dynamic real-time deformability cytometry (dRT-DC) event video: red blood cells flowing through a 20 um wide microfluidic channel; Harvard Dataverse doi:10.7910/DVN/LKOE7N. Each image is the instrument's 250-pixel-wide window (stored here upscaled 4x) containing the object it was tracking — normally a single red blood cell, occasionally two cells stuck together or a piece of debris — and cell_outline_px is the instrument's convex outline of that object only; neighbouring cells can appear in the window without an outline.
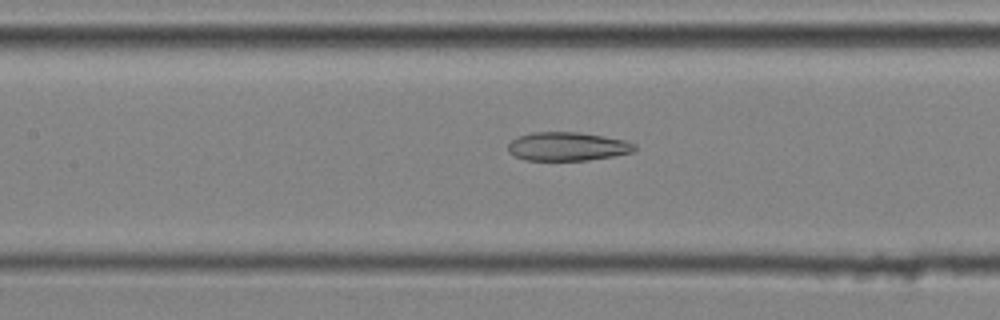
{"species": "common noctule bat (a hibernating species)", "species_latin": "Nyctalus noctula", "temperature_condition": "cold", "stored_images_in_passage": 44, "camera_frame_rate_fps": 3000, "um_per_image_px": 0.085, "animal": {"sex": "male", "body_mass_g": 20.4}, "frame": {"image": 1, "passage_image": 22, "time_ms": 7.0, "image_size_px": [1000, 320], "cell_outline_px": [[636, 148], [632, 152], [616, 156], [588, 160], [524, 160], [508, 152], [508, 144], [512, 140], [520, 136], [532, 132], [576, 132], [624, 140], [636, 144]], "centroid_in_image_um": [48.23, 12.46], "position_along_channel_um": 159.2, "area_um2": 20.98}}
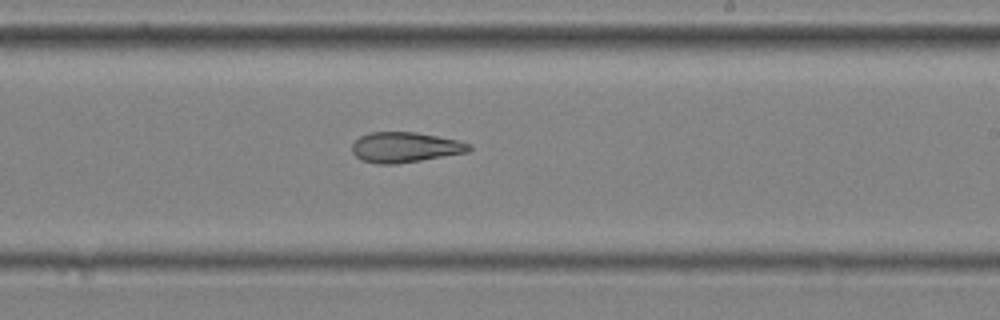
{"frame": {"image": 2, "passage_image": 29, "time_ms": 9.333, "image_size_px": [1000, 320], "cell_outline_px": [[472, 148], [468, 152], [396, 164], [376, 164], [360, 160], [352, 152], [352, 144], [360, 136], [368, 132], [416, 132], [460, 140], [472, 144]], "centroid_in_image_um": [34.43, 12.51], "position_along_channel_um": 254.6, "area_um2": 20.81}}
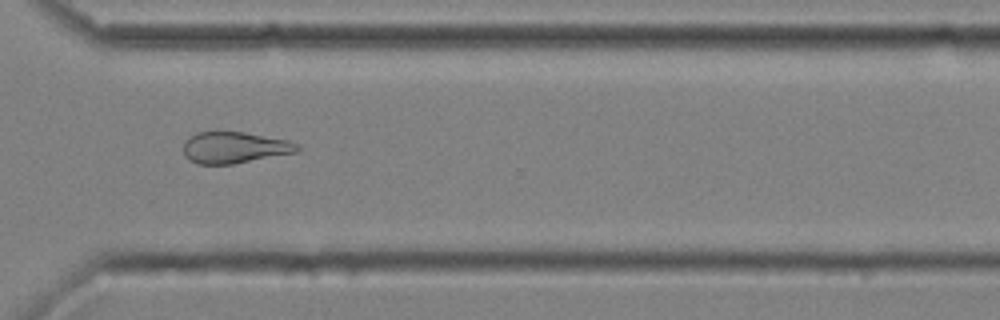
{"frame": {"image": 3, "passage_image": 36, "time_ms": 11.667, "image_size_px": [1000, 320], "cell_outline_px": [[300, 148], [296, 152], [232, 164], [196, 164], [184, 156], [184, 140], [188, 136], [196, 132], [216, 128], [244, 132], [288, 140], [300, 144]], "centroid_in_image_um": [19.86, 12.49], "position_along_channel_um": 350.7, "area_um2": 21.56}, "authors_computed_cell_mechanics": {"area_um2": 22.5131, "velocity_mm_per_s": 4.1045, "shape_relaxation_time_tau1_ms": null, "shape_relaxation_time_tau2_ms": 4.2246, "deformation_change_tau1": null, "deformation_change_tau2": 0.1346}}